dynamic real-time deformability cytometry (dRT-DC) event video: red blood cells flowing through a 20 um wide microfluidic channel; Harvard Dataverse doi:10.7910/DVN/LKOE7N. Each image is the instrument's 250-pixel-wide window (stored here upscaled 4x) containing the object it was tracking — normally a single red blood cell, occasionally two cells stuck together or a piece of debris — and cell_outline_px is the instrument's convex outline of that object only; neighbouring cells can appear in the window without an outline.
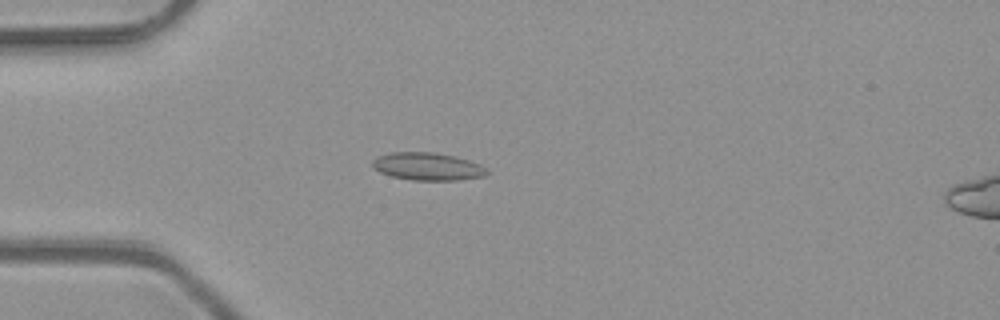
{"species": "common noctule bat (a hibernating species)", "species_latin": "Nyctalus noctula", "temperature_condition": "room temperature", "stored_images_in_passage": 45, "camera_frame_rate_fps": 3000, "um_per_image_px": 0.085, "animal": {"sex": "male", "body_mass_g": 23.1, "forearm_length_mm": 52.7}, "frame": {"image": 1, "passage_image": 9, "time_ms": 2.667, "image_size_px": [1000, 320], "cell_outline_px": [[488, 172], [484, 176], [456, 180], [412, 180], [392, 176], [380, 172], [372, 168], [372, 160], [380, 156], [392, 152], [432, 152], [452, 156], [468, 160], [480, 164], [488, 168]], "centroid_in_image_um": [36.34, 14.15], "position_along_channel_um": 48.7, "area_um2": 18.32}}
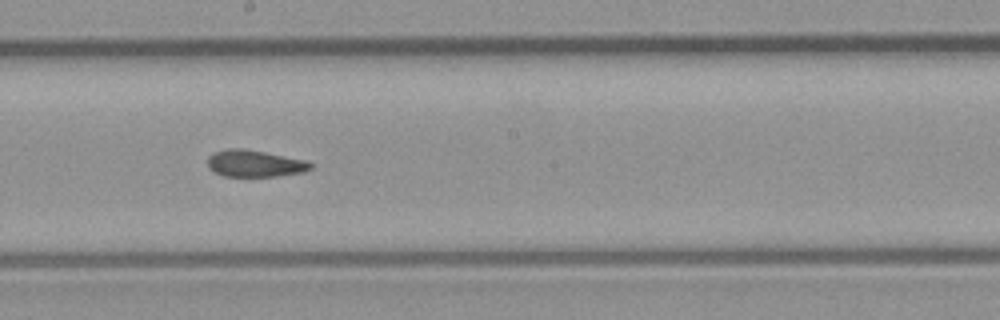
{"frame": {"image": 2, "passage_image": 23, "time_ms": 7.333, "image_size_px": [1000, 320], "cell_outline_px": [[312, 168], [304, 172], [276, 176], [224, 176], [208, 168], [208, 156], [212, 152], [228, 148], [244, 148], [304, 160], [312, 164]], "centroid_in_image_um": [21.61, 13.89], "position_along_channel_um": 226.6, "area_um2": 16.01}}
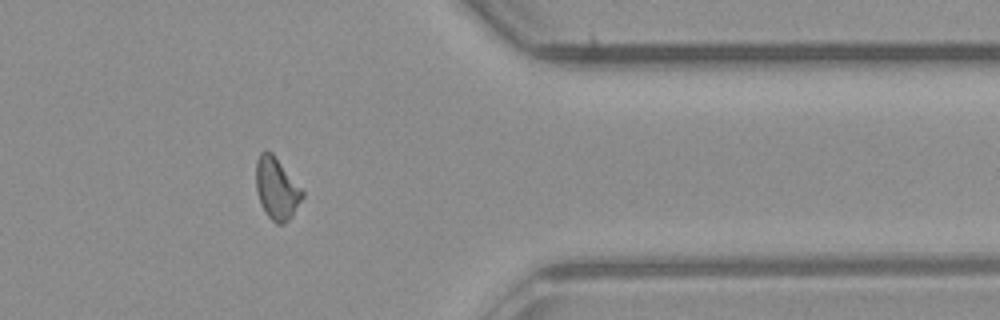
{"frame": {"image": 3, "passage_image": 36, "time_ms": 11.667, "image_size_px": [1000, 320], "cell_outline_px": [[304, 196], [292, 216], [288, 220], [280, 224], [276, 224], [268, 216], [260, 204], [256, 188], [256, 160], [260, 152], [272, 152], [304, 192]], "centroid_in_image_um": [23.5, 16.03], "position_along_channel_um": 387.9, "area_um2": 16.53}, "authors_computed_cell_mechanics": {"area_um2": 16.5886, "velocity_mm_per_s": 4.1128, "shape_relaxation_time_tau1_ms": null, "shape_relaxation_time_tau2_ms": 2.4568, "deformation_change_tau1": null, "deformation_change_tau2": 0.0873}}